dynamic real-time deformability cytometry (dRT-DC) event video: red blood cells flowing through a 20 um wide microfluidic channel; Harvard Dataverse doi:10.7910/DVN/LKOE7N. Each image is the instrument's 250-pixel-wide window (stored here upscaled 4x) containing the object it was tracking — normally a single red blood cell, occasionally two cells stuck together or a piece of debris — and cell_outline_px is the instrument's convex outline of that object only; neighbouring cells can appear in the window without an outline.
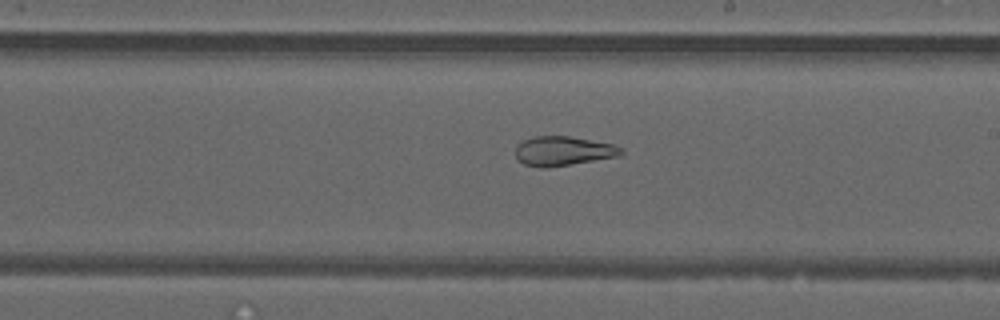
{"species": "common noctule bat (a hibernating species)", "species_latin": "Nyctalus noctula", "temperature_condition": "warm", "stored_images_in_passage": 36, "camera_frame_rate_fps": 3000, "um_per_image_px": 0.085, "animal": {"sex": "male", "forearm_length_mm": 52.5}, "frame": {"image": 1, "passage_image": 15, "time_ms": 4.667, "image_size_px": [1000, 320], "cell_outline_px": [[624, 156], [544, 168], [540, 168], [524, 164], [516, 160], [516, 144], [524, 140], [536, 136], [568, 136], [612, 144], [624, 148]], "centroid_in_image_um": [47.89, 12.85], "position_along_channel_um": 241.1, "area_um2": 18.26}}
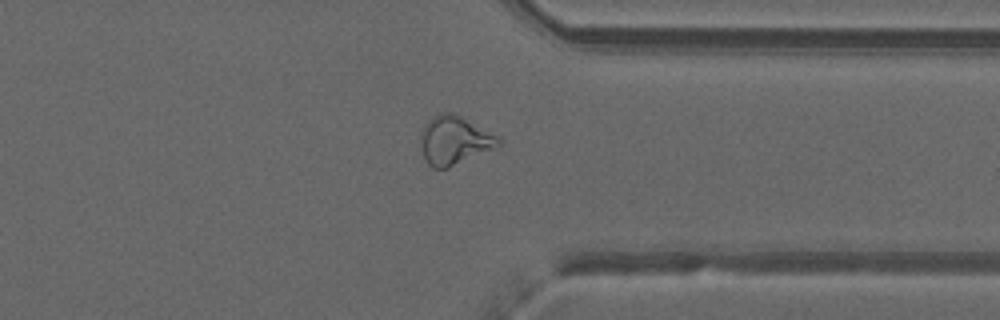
{"frame": {"image": 2, "passage_image": 25, "time_ms": 8.0, "image_size_px": [1000, 320], "cell_outline_px": [[500, 144], [492, 148], [448, 168], [432, 168], [428, 164], [424, 156], [420, 132], [424, 124], [428, 120], [440, 112], [452, 112], [500, 136]], "centroid_in_image_um": [38.6, 11.9], "position_along_channel_um": 372.8, "area_um2": 21.68}}
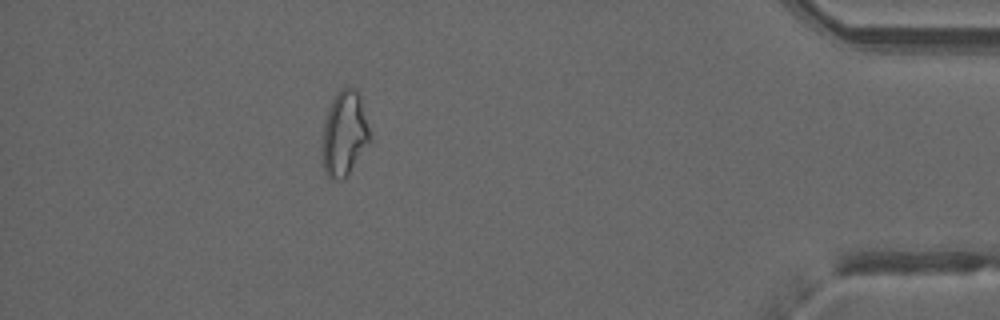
{"frame": {"image": 3, "passage_image": 31, "time_ms": 10.0, "image_size_px": [1000, 320], "cell_outline_px": [[368, 140], [348, 172], [340, 180], [328, 180], [324, 172], [320, 152], [324, 120], [328, 108], [332, 100], [340, 88], [356, 88], [360, 96], [368, 128]], "centroid_in_image_um": [29.17, 11.35], "position_along_channel_um": 406.0, "area_um2": 23.12}, "authors_computed_cell_mechanics": {"area_um2": 21.3282, "velocity_mm_per_s": 4.033, "shape_relaxation_time_tau1_ms": null, "shape_relaxation_time_tau2_ms": 1.1392, "deformation_change_tau1": null, "deformation_change_tau2": 0.0782}}